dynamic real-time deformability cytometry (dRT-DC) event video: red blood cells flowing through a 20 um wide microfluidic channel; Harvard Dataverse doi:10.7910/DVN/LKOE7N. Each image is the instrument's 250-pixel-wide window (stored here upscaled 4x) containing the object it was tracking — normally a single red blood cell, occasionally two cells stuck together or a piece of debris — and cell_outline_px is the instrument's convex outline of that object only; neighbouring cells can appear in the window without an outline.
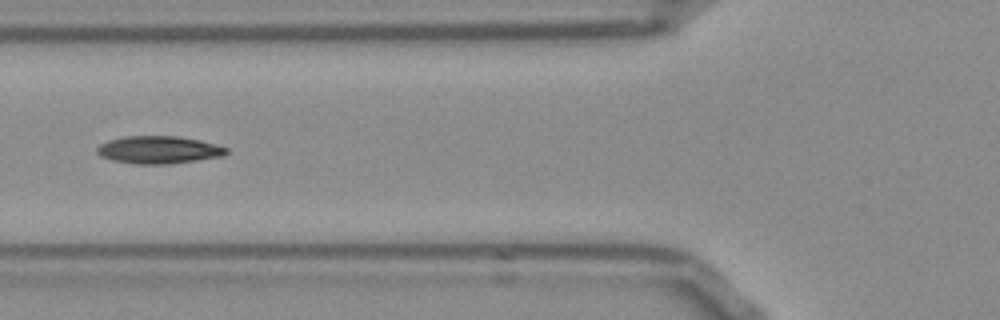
{"species": "Egyptian fruit bat (a non-hibernating species)", "species_latin": "Rousettus aegyptiacus", "temperature_condition": "room temperature", "stored_images_in_passage": 39, "camera_frame_rate_fps": 3000, "um_per_image_px": 0.085, "frame": {"image": 1, "passage_image": 6, "time_ms": 1.667, "image_size_px": [1000, 320], "cell_outline_px": [[228, 152], [220, 156], [164, 164], [136, 164], [112, 160], [100, 156], [96, 152], [96, 148], [100, 144], [108, 140], [124, 136], [176, 136], [200, 140], [228, 148]], "centroid_in_image_um": [13.42, 12.72], "position_along_channel_um": 112.4, "area_um2": 20.52}}
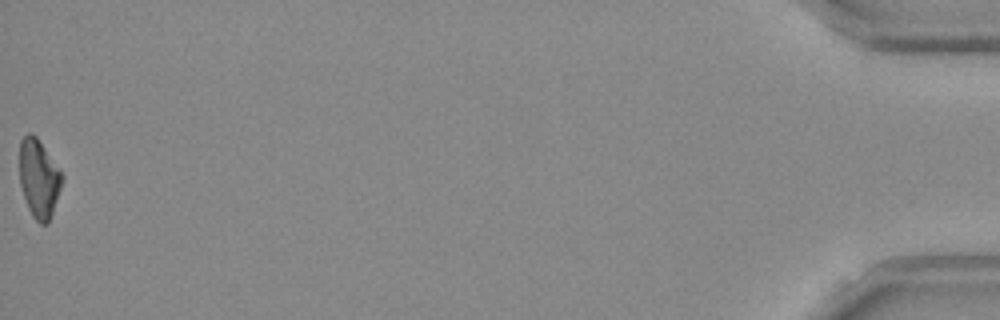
{"frame": {"image": 2, "passage_image": 39, "time_ms": 12.667, "image_size_px": [1000, 320], "cell_outline_px": [[64, 176], [48, 224], [40, 224], [32, 216], [28, 208], [20, 184], [20, 140], [28, 132], [32, 132], [36, 136]], "centroid_in_image_um": [3.29, 15.16], "position_along_channel_um": 431.9, "area_um2": 19.13}, "authors_computed_cell_mechanics": {"area_um2": 20.0566, "velocity_mm_per_s": 3.8758, "shape_relaxation_time_tau1_ms": 5.874, "shape_relaxation_time_tau2_ms": 3.3931, "deformation_change_tau1": 0.1861, "deformation_change_tau2": 0.1062}}